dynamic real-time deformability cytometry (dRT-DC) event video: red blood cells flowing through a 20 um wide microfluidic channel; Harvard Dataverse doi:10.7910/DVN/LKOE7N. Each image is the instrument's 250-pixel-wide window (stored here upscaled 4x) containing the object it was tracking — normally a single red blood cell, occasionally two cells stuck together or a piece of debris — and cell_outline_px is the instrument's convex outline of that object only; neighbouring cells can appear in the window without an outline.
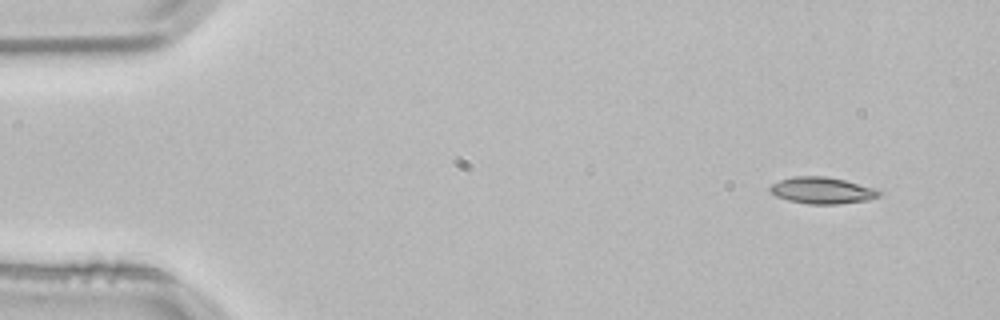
{"species": "common noctule bat (a hibernating species)", "species_latin": "Nyctalus noctula", "temperature_condition": "room temperature", "stored_images_in_passage": 3, "camera_frame_rate_fps": 3000, "um_per_image_px": 0.085, "animal": {"sex": "male", "body_mass_g": 21.5, "forearm_length_mm": 52.0}, "frame": {"image": 1, "passage_image": 1, "time_ms": 0.0, "image_size_px": [1000, 320], "cell_outline_px": [[880, 196], [868, 200], [836, 204], [808, 204], [788, 200], [776, 196], [768, 188], [772, 184], [780, 180], [796, 176], [824, 176], [844, 180], [872, 188], [880, 192]], "centroid_in_image_um": [69.84, 16.19], "position_along_channel_um": 15.2, "area_um2": 16.59}}